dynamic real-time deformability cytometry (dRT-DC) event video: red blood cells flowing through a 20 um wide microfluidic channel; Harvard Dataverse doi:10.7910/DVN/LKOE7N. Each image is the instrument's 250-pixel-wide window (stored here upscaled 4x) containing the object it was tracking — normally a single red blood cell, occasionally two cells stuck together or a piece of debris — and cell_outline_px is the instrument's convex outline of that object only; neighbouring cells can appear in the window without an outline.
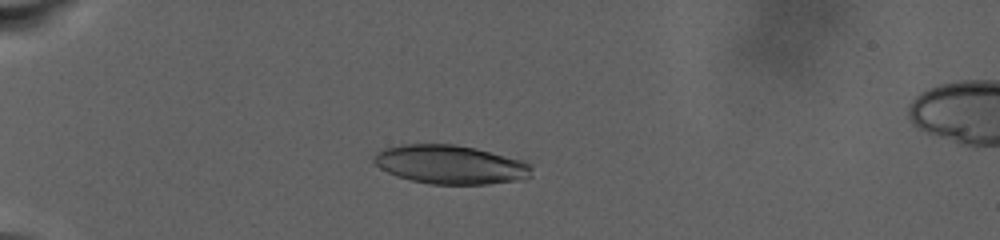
{"species": "human", "species_latin": "Homo sapiens", "temperature_condition": "warm", "stored_images_in_passage": 85, "camera_frame_rate_fps": 3000, "um_per_image_px": 0.085, "donor": {"sex": "male"}, "frame": {"image": 1, "passage_image": 23, "time_ms": 7.333, "image_size_px": [1000, 240], "cell_outline_px": [[532, 176], [516, 180], [488, 184], [428, 184], [396, 176], [380, 168], [372, 160], [372, 156], [376, 152], [384, 148], [400, 144], [452, 144], [476, 148], [524, 160], [532, 164]], "centroid_in_image_um": [38.28, 13.98], "position_along_channel_um": 46.7, "area_um2": 35.95}}
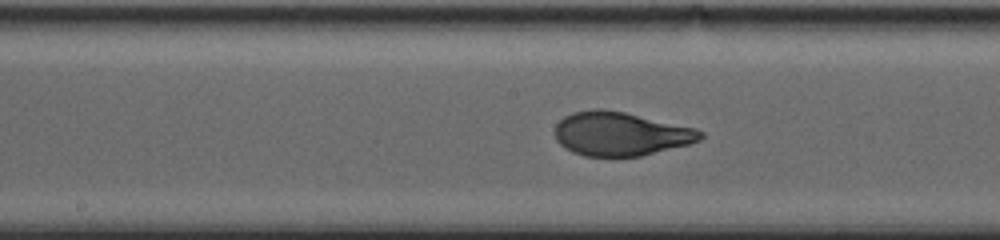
{"frame": {"image": 2, "passage_image": 47, "time_ms": 15.333, "image_size_px": [1000, 240], "cell_outline_px": [[704, 136], [700, 140], [688, 144], [640, 156], [584, 156], [572, 152], [564, 148], [556, 140], [556, 124], [564, 116], [572, 112], [592, 108], [600, 108], [624, 112], [696, 128], [704, 132]], "centroid_in_image_um": [52.73, 11.37], "position_along_channel_um": 195.5, "area_um2": 37.11}}
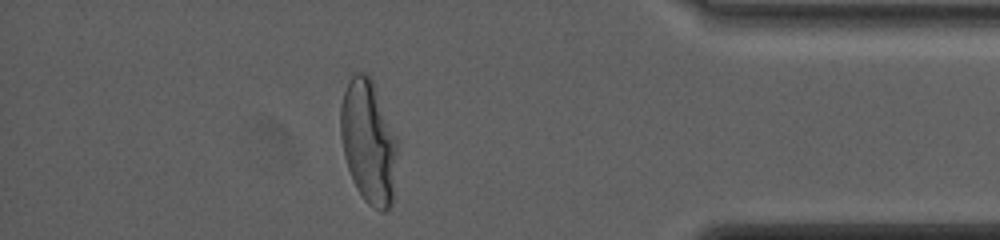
{"frame": {"image": 3, "passage_image": 76, "time_ms": 25.0, "image_size_px": [1000, 240], "cell_outline_px": [[396, 152], [392, 204], [384, 212], [380, 212], [368, 204], [364, 200], [356, 188], [352, 180], [344, 156], [340, 136], [340, 104], [348, 80], [356, 72], [364, 72], [372, 80], [396, 136]], "centroid_in_image_um": [31.29, 12.06], "position_along_channel_um": 403.9, "area_um2": 40.63}, "authors_computed_cell_mechanics": {"area_um2": 37.3388, "velocity_mm_per_s": 2.4276, "shape_relaxation_time_tau1_ms": 7.9483, "shape_relaxation_time_tau2_ms": null, "deformation_change_tau1": 0.253, "deformation_change_tau2": null}}